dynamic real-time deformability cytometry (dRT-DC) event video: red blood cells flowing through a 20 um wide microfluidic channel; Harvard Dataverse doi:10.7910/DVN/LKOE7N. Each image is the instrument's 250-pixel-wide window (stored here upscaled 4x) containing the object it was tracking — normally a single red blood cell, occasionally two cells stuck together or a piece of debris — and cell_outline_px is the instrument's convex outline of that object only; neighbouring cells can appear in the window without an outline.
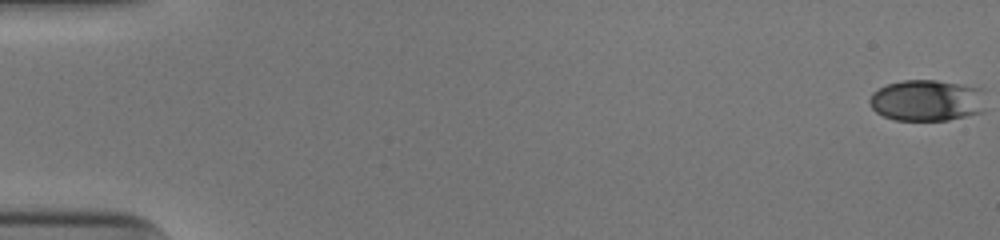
{"species": "human", "species_latin": "Homo sapiens", "temperature_condition": "cold", "stored_images_in_passage": 53, "camera_frame_rate_fps": 3000, "um_per_image_px": 0.085, "donor": {"sex": "male"}, "frame": {"image": 1, "passage_image": 1, "time_ms": 0.0, "image_size_px": [1000, 240], "cell_outline_px": [[984, 112], [948, 120], [896, 120], [884, 116], [876, 112], [872, 108], [868, 100], [872, 92], [888, 84], [904, 80], [936, 80], [984, 88]], "centroid_in_image_um": [78.82, 8.53], "position_along_channel_um": 6.2, "area_um2": 28.21}}
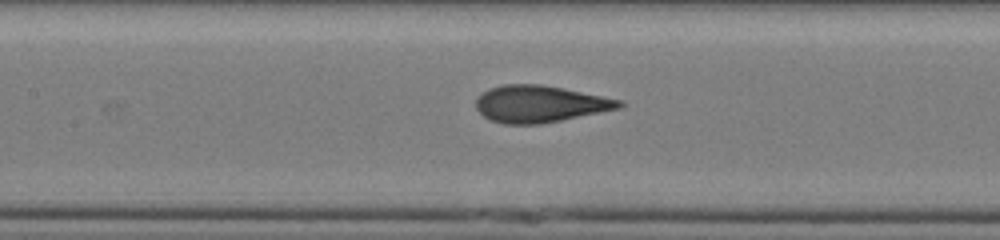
{"frame": {"image": 2, "passage_image": 26, "time_ms": 8.333, "image_size_px": [1000, 240], "cell_outline_px": [[624, 104], [620, 108], [540, 124], [504, 124], [492, 120], [484, 116], [476, 108], [476, 100], [488, 88], [504, 84], [540, 84], [564, 88], [620, 100]], "centroid_in_image_um": [45.86, 8.83], "position_along_channel_um": 161.5, "area_um2": 30.4}}
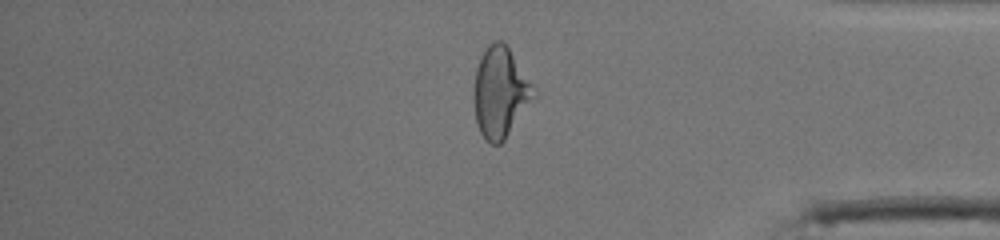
{"frame": {"image": 3, "passage_image": 45, "time_ms": 14.667, "image_size_px": [1000, 240], "cell_outline_px": [[536, 96], [504, 140], [500, 144], [488, 144], [480, 132], [476, 124], [472, 96], [472, 92], [476, 68], [488, 44], [496, 40], [500, 40], [508, 48], [536, 88]], "centroid_in_image_um": [42.5, 7.89], "position_along_channel_um": 392.7, "area_um2": 31.67}, "authors_computed_cell_mechanics": {"area_um2": 30.2294, "velocity_mm_per_s": 3.9809, "shape_relaxation_time_tau1_ms": 4.7723, "shape_relaxation_time_tau2_ms": 0.8216, "deformation_change_tau1": 0.1581, "deformation_change_tau2": 0.0656}}